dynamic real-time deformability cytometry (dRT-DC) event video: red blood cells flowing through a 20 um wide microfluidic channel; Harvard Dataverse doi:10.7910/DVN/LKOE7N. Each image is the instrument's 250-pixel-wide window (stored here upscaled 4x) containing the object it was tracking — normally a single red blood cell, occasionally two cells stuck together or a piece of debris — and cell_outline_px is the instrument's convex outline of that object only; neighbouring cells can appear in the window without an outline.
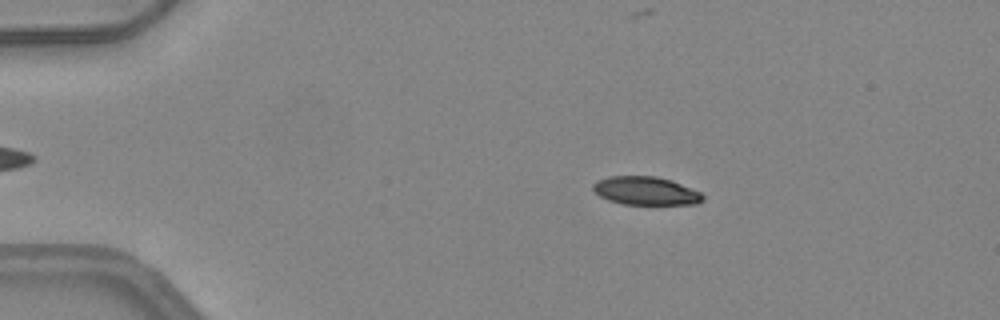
{"species": "common noctule bat (a hibernating species)", "species_latin": "Nyctalus noctula", "temperature_condition": "warm", "stored_images_in_passage": 51, "camera_frame_rate_fps": 3000, "um_per_image_px": 0.085, "animal": {"sex": "female", "body_mass_g": 24.6, "forearm_length_mm": 56.2}, "frame": {"image": 1, "passage_image": 10, "time_ms": 3.0, "image_size_px": [1000, 320], "cell_outline_px": [[704, 200], [696, 204], [620, 204], [608, 200], [600, 196], [592, 188], [592, 184], [596, 180], [608, 176], [656, 176], [672, 180], [700, 192], [704, 196]], "centroid_in_image_um": [54.87, 16.21], "position_along_channel_um": 30.1, "area_um2": 18.21}}
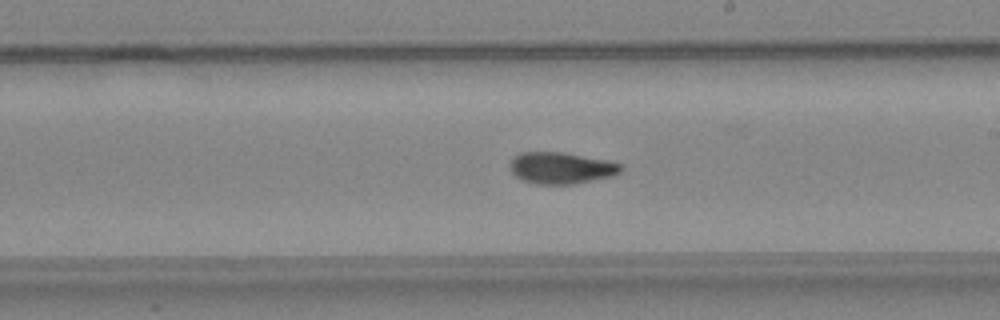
{"frame": {"image": 2, "passage_image": 30, "time_ms": 9.667, "image_size_px": [1000, 320], "cell_outline_px": [[624, 168], [620, 172], [612, 176], [576, 184], [536, 184], [524, 180], [516, 176], [512, 172], [512, 156], [520, 152], [564, 152], [608, 160], [624, 164]], "centroid_in_image_um": [47.76, 14.27], "position_along_channel_um": 241.2, "area_um2": 20.52}}
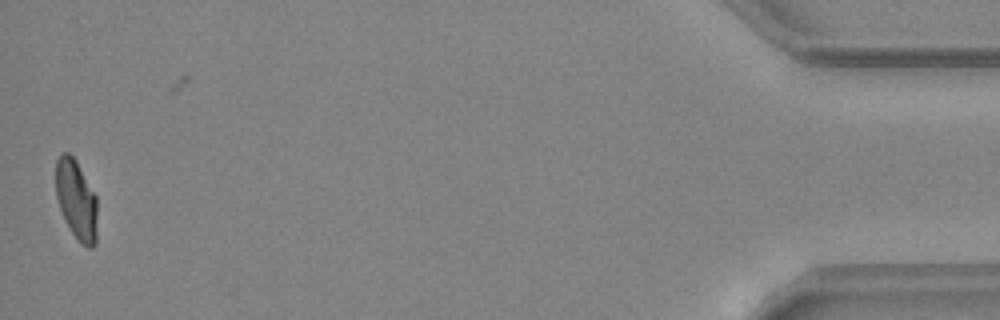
{"frame": {"image": 3, "passage_image": 50, "time_ms": 16.333, "image_size_px": [1000, 320], "cell_outline_px": [[96, 244], [92, 248], [88, 248], [72, 232], [64, 220], [56, 196], [56, 160], [60, 152], [68, 152], [76, 160], [96, 196]], "centroid_in_image_um": [6.47, 16.94], "position_along_channel_um": 428.7, "area_um2": 19.07}, "authors_computed_cell_mechanics": {"area_um2": 20.0566, "velocity_mm_per_s": 4.1778, "shape_relaxation_time_tau1_ms": 10.8177, "shape_relaxation_time_tau2_ms": 1.7566, "deformation_change_tau1": 0.284, "deformation_change_tau2": 0.0711}}